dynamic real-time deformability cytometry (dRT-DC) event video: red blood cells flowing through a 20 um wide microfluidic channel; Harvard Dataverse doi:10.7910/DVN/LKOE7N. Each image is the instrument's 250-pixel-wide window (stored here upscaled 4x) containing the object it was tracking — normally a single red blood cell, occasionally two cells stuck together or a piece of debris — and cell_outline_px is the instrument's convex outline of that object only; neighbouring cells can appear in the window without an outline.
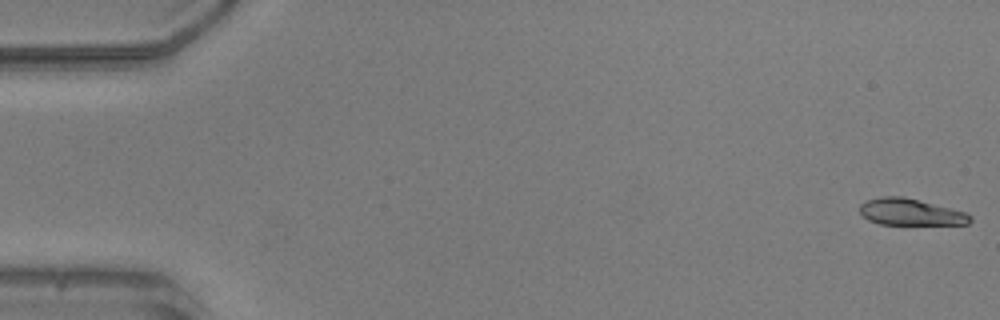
{"species": "common noctule bat (a hibernating species)", "species_latin": "Nyctalus noctula", "temperature_condition": "warm", "stored_images_in_passage": 11, "camera_frame_rate_fps": 3000, "um_per_image_px": 0.085, "animal": {"sex": "male", "body_mass_g": 20.5, "forearm_length_mm": 52.5}, "frame": {"image": 1, "passage_image": 1, "time_ms": 0.0, "image_size_px": [1000, 320], "cell_outline_px": [[972, 220], [968, 224], [880, 224], [868, 220], [860, 212], [860, 204], [868, 200], [880, 196], [904, 196], [964, 212], [972, 216]], "centroid_in_image_um": [77.37, 18.02], "position_along_channel_um": 7.6, "area_um2": 16.94}}